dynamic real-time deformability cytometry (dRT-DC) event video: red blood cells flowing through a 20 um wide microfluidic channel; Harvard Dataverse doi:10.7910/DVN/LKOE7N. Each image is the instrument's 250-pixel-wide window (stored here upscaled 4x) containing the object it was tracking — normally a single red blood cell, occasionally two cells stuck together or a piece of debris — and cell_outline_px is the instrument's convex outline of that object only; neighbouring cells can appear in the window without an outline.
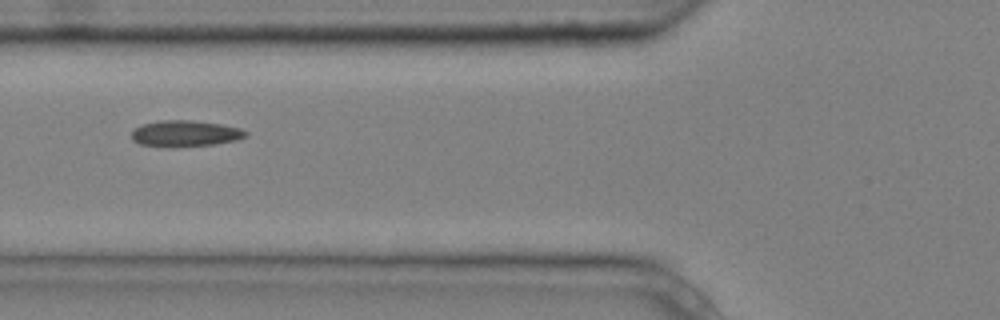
{"species": "common noctule bat (a hibernating species)", "species_latin": "Nyctalus noctula", "temperature_condition": "cold", "stored_images_in_passage": 6, "camera_frame_rate_fps": 3000, "um_per_image_px": 0.085, "animal": {"sex": "male", "body_mass_g": 20.4}, "frame": {"image": 1, "passage_image": 6, "time_ms": 1.667, "image_size_px": [1000, 320], "cell_outline_px": [[248, 136], [236, 140], [216, 144], [176, 148], [164, 148], [140, 144], [132, 140], [132, 128], [140, 124], [160, 120], [192, 120], [220, 124], [240, 128], [248, 132]], "centroid_in_image_um": [15.7, 11.36], "position_along_channel_um": 110.1, "area_um2": 17.98}}